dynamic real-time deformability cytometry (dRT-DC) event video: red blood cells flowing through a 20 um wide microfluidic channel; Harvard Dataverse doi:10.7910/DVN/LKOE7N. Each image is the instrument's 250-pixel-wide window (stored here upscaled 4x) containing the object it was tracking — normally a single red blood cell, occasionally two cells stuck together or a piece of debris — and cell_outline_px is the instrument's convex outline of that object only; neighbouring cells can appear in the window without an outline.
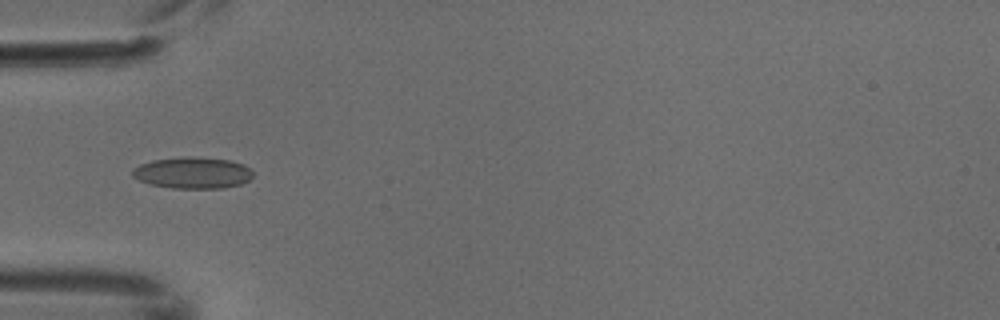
{"species": "common noctule bat (a hibernating species)", "species_latin": "Nyctalus noctula", "temperature_condition": "cold", "stored_images_in_passage": 5, "camera_frame_rate_fps": 3000, "um_per_image_px": 0.085, "animal": {"sex": "male", "body_mass_g": 18.8}, "frame": {"image": 1, "passage_image": 5, "time_ms": 1.333, "image_size_px": [1000, 320], "cell_outline_px": [[252, 176], [248, 180], [240, 184], [224, 188], [172, 188], [148, 184], [132, 176], [132, 168], [140, 164], [152, 160], [184, 156], [192, 156], [228, 160], [244, 164], [252, 172]], "centroid_in_image_um": [16.34, 14.68], "position_along_channel_um": 68.7, "area_um2": 22.14}}